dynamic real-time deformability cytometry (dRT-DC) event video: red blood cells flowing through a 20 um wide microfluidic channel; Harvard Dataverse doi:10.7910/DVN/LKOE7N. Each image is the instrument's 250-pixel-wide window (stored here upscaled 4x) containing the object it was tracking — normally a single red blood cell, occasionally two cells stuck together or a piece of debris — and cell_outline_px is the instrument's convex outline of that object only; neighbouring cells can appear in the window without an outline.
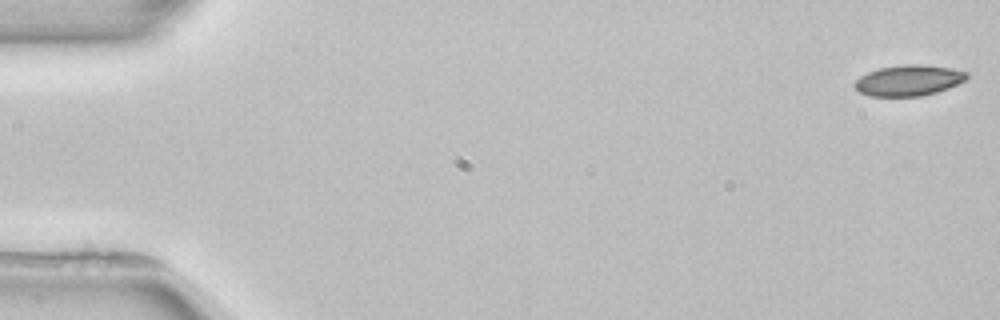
{"species": "common noctule bat (a hibernating species)", "species_latin": "Nyctalus noctula", "temperature_condition": "room temperature", "stored_images_in_passage": 5, "segment_of_instrument_passage": [2, 2], "camera_frame_rate_fps": 3000, "um_per_image_px": 0.085, "animal": {"sex": "female", "body_mass_g": 22.7, "forearm_length_mm": 54.2}, "frame": {"image": 1, "passage_image": 5, "time_ms": 7.0, "image_size_px": [1000, 320], "cell_outline_px": [[968, 76], [964, 80], [948, 88], [936, 92], [920, 96], [868, 96], [860, 92], [852, 84], [860, 76], [868, 72], [880, 68], [908, 64], [924, 64], [952, 68], [968, 72]], "centroid_in_image_um": [77.23, 6.83], "position_along_channel_um": 7.8, "area_um2": 20.06}}